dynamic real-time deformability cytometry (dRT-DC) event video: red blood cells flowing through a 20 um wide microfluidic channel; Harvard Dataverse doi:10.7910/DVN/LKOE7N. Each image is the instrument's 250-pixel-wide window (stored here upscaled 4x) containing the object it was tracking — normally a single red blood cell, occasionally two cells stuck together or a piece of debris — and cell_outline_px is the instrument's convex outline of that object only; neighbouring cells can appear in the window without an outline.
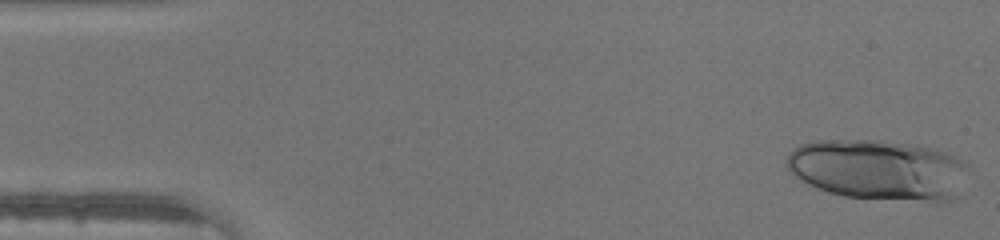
{"species": "human", "species_latin": "Homo sapiens", "temperature_condition": "warm", "stored_images_in_passage": 44, "camera_frame_rate_fps": 3000, "um_per_image_px": 0.085, "donor": {"sex": "male"}, "frame": {"image": 1, "passage_image": 1, "time_ms": 0.0, "image_size_px": [1000, 240], "cell_outline_px": [[968, 168], [952, 196], [948, 200], [940, 204], [936, 204], [844, 196], [828, 192], [816, 188], [800, 180], [788, 168], [788, 156], [792, 148], [800, 144], [816, 140], [880, 140], [932, 148], [948, 152], [968, 160]], "centroid_in_image_um": [74.68, 14.44], "position_along_channel_um": 10.3, "area_um2": 64.56}}